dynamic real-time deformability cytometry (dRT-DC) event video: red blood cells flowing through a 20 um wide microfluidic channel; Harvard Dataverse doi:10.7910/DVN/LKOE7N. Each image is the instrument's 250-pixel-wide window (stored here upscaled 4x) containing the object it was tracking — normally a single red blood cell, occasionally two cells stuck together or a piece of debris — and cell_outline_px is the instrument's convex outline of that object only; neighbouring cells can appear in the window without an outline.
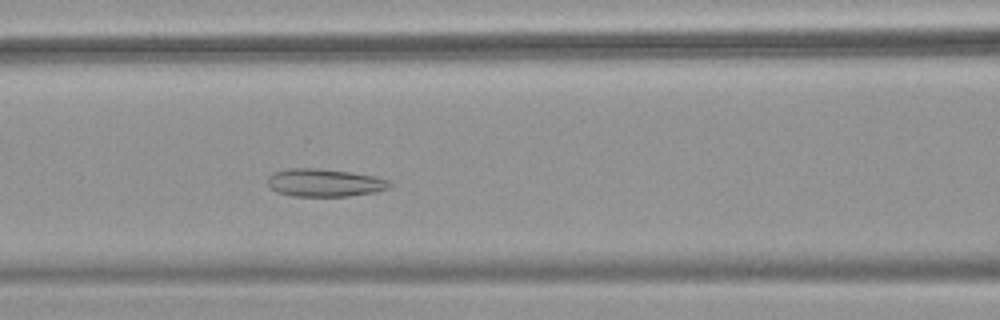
{"species": "common noctule bat (a hibernating species)", "species_latin": "Nyctalus noctula", "temperature_condition": "warm", "stored_images_in_passage": 26, "camera_frame_rate_fps": 3000, "um_per_image_px": 0.085, "animal": {"sex": "female", "body_mass_g": 18.4}, "frame": {"image": 1, "passage_image": 13, "time_ms": 4.0, "image_size_px": [1000, 320], "cell_outline_px": [[392, 184], [388, 188], [376, 192], [348, 196], [292, 196], [276, 192], [268, 184], [268, 176], [272, 172], [292, 168], [320, 168], [352, 172], [376, 176], [388, 180]], "centroid_in_image_um": [27.59, 15.52], "position_along_channel_um": 139.0, "area_um2": 19.94}}
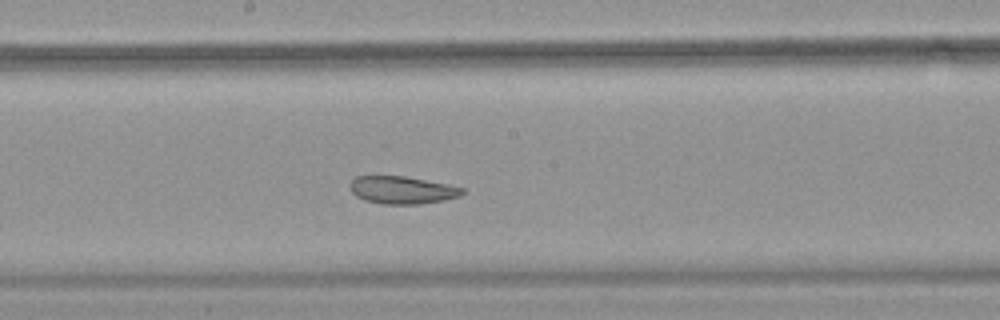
{"frame": {"image": 2, "passage_image": 19, "time_ms": 6.0, "image_size_px": [1000, 320], "cell_outline_px": [[464, 192], [460, 196], [444, 200], [420, 204], [380, 204], [364, 200], [356, 196], [348, 188], [348, 184], [356, 176], [404, 176], [448, 184], [464, 188]], "centroid_in_image_um": [34.15, 16.15], "position_along_channel_um": 214.1, "area_um2": 18.21}}
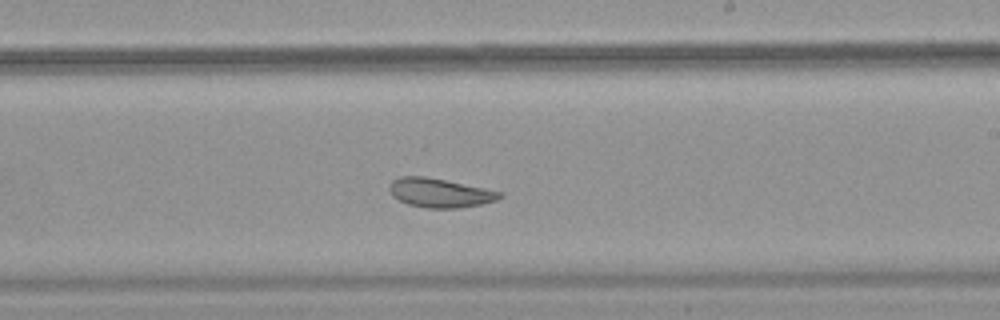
{"frame": {"image": 3, "passage_image": 22, "time_ms": 7.0, "image_size_px": [1000, 320], "cell_outline_px": [[504, 196], [496, 200], [480, 204], [456, 208], [428, 208], [408, 204], [392, 196], [388, 188], [392, 180], [400, 176], [424, 176], [504, 192]], "centroid_in_image_um": [37.37, 16.39], "position_along_channel_um": 251.6, "area_um2": 18.55}}